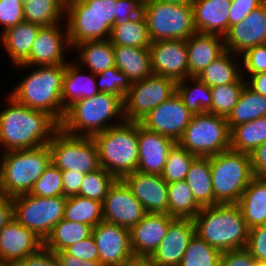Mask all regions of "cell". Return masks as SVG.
Wrapping results in <instances>:
<instances>
[{
	"label": "cell",
	"mask_w": 266,
	"mask_h": 266,
	"mask_svg": "<svg viewBox=\"0 0 266 266\" xmlns=\"http://www.w3.org/2000/svg\"><path fill=\"white\" fill-rule=\"evenodd\" d=\"M188 77H197L226 50L224 37L196 32L186 40Z\"/></svg>",
	"instance_id": "obj_25"
},
{
	"label": "cell",
	"mask_w": 266,
	"mask_h": 266,
	"mask_svg": "<svg viewBox=\"0 0 266 266\" xmlns=\"http://www.w3.org/2000/svg\"><path fill=\"white\" fill-rule=\"evenodd\" d=\"M237 205L249 229L266 224V178L254 176Z\"/></svg>",
	"instance_id": "obj_29"
},
{
	"label": "cell",
	"mask_w": 266,
	"mask_h": 266,
	"mask_svg": "<svg viewBox=\"0 0 266 266\" xmlns=\"http://www.w3.org/2000/svg\"><path fill=\"white\" fill-rule=\"evenodd\" d=\"M196 158L176 143L168 153L161 177L166 183L185 180L190 164Z\"/></svg>",
	"instance_id": "obj_44"
},
{
	"label": "cell",
	"mask_w": 266,
	"mask_h": 266,
	"mask_svg": "<svg viewBox=\"0 0 266 266\" xmlns=\"http://www.w3.org/2000/svg\"><path fill=\"white\" fill-rule=\"evenodd\" d=\"M115 66L120 69L131 83L151 76L149 48L113 46Z\"/></svg>",
	"instance_id": "obj_31"
},
{
	"label": "cell",
	"mask_w": 266,
	"mask_h": 266,
	"mask_svg": "<svg viewBox=\"0 0 266 266\" xmlns=\"http://www.w3.org/2000/svg\"><path fill=\"white\" fill-rule=\"evenodd\" d=\"M122 180L147 213L168 214V183L161 175L135 171L125 175Z\"/></svg>",
	"instance_id": "obj_21"
},
{
	"label": "cell",
	"mask_w": 266,
	"mask_h": 266,
	"mask_svg": "<svg viewBox=\"0 0 266 266\" xmlns=\"http://www.w3.org/2000/svg\"><path fill=\"white\" fill-rule=\"evenodd\" d=\"M230 134L231 150L251 154L266 142V117L234 126Z\"/></svg>",
	"instance_id": "obj_36"
},
{
	"label": "cell",
	"mask_w": 266,
	"mask_h": 266,
	"mask_svg": "<svg viewBox=\"0 0 266 266\" xmlns=\"http://www.w3.org/2000/svg\"><path fill=\"white\" fill-rule=\"evenodd\" d=\"M99 261L104 266H120L133 256L130 229L117 224L102 221L93 227Z\"/></svg>",
	"instance_id": "obj_17"
},
{
	"label": "cell",
	"mask_w": 266,
	"mask_h": 266,
	"mask_svg": "<svg viewBox=\"0 0 266 266\" xmlns=\"http://www.w3.org/2000/svg\"><path fill=\"white\" fill-rule=\"evenodd\" d=\"M142 14L146 20L151 43L187 40L197 32L194 26L192 6L143 0Z\"/></svg>",
	"instance_id": "obj_8"
},
{
	"label": "cell",
	"mask_w": 266,
	"mask_h": 266,
	"mask_svg": "<svg viewBox=\"0 0 266 266\" xmlns=\"http://www.w3.org/2000/svg\"><path fill=\"white\" fill-rule=\"evenodd\" d=\"M6 97V108L0 110V153L48 144L60 124L48 113Z\"/></svg>",
	"instance_id": "obj_1"
},
{
	"label": "cell",
	"mask_w": 266,
	"mask_h": 266,
	"mask_svg": "<svg viewBox=\"0 0 266 266\" xmlns=\"http://www.w3.org/2000/svg\"><path fill=\"white\" fill-rule=\"evenodd\" d=\"M24 21L23 3L17 0H0V26L3 33L9 27H13Z\"/></svg>",
	"instance_id": "obj_49"
},
{
	"label": "cell",
	"mask_w": 266,
	"mask_h": 266,
	"mask_svg": "<svg viewBox=\"0 0 266 266\" xmlns=\"http://www.w3.org/2000/svg\"><path fill=\"white\" fill-rule=\"evenodd\" d=\"M230 135L226 118L205 112L192 116L177 143L196 157H211L230 150Z\"/></svg>",
	"instance_id": "obj_9"
},
{
	"label": "cell",
	"mask_w": 266,
	"mask_h": 266,
	"mask_svg": "<svg viewBox=\"0 0 266 266\" xmlns=\"http://www.w3.org/2000/svg\"><path fill=\"white\" fill-rule=\"evenodd\" d=\"M232 0H194V26L197 32L225 36L229 31Z\"/></svg>",
	"instance_id": "obj_26"
},
{
	"label": "cell",
	"mask_w": 266,
	"mask_h": 266,
	"mask_svg": "<svg viewBox=\"0 0 266 266\" xmlns=\"http://www.w3.org/2000/svg\"><path fill=\"white\" fill-rule=\"evenodd\" d=\"M40 28L24 20L0 33L1 45L15 66L22 65L28 59Z\"/></svg>",
	"instance_id": "obj_28"
},
{
	"label": "cell",
	"mask_w": 266,
	"mask_h": 266,
	"mask_svg": "<svg viewBox=\"0 0 266 266\" xmlns=\"http://www.w3.org/2000/svg\"><path fill=\"white\" fill-rule=\"evenodd\" d=\"M61 266H104L100 261H83L79 257L66 254L63 251L55 252Z\"/></svg>",
	"instance_id": "obj_59"
},
{
	"label": "cell",
	"mask_w": 266,
	"mask_h": 266,
	"mask_svg": "<svg viewBox=\"0 0 266 266\" xmlns=\"http://www.w3.org/2000/svg\"><path fill=\"white\" fill-rule=\"evenodd\" d=\"M245 80L250 89L266 97V72L249 75Z\"/></svg>",
	"instance_id": "obj_60"
},
{
	"label": "cell",
	"mask_w": 266,
	"mask_h": 266,
	"mask_svg": "<svg viewBox=\"0 0 266 266\" xmlns=\"http://www.w3.org/2000/svg\"><path fill=\"white\" fill-rule=\"evenodd\" d=\"M266 0H232L229 8V29L231 26L238 24L250 12L261 6Z\"/></svg>",
	"instance_id": "obj_52"
},
{
	"label": "cell",
	"mask_w": 266,
	"mask_h": 266,
	"mask_svg": "<svg viewBox=\"0 0 266 266\" xmlns=\"http://www.w3.org/2000/svg\"><path fill=\"white\" fill-rule=\"evenodd\" d=\"M255 266H266V263L256 261Z\"/></svg>",
	"instance_id": "obj_65"
},
{
	"label": "cell",
	"mask_w": 266,
	"mask_h": 266,
	"mask_svg": "<svg viewBox=\"0 0 266 266\" xmlns=\"http://www.w3.org/2000/svg\"><path fill=\"white\" fill-rule=\"evenodd\" d=\"M237 56L240 58L239 55L225 51L207 66L197 78L210 88L235 83L242 76V67L239 65L240 59Z\"/></svg>",
	"instance_id": "obj_33"
},
{
	"label": "cell",
	"mask_w": 266,
	"mask_h": 266,
	"mask_svg": "<svg viewBox=\"0 0 266 266\" xmlns=\"http://www.w3.org/2000/svg\"><path fill=\"white\" fill-rule=\"evenodd\" d=\"M177 82L152 74L133 82L123 100L126 122H140L149 112L176 93Z\"/></svg>",
	"instance_id": "obj_12"
},
{
	"label": "cell",
	"mask_w": 266,
	"mask_h": 266,
	"mask_svg": "<svg viewBox=\"0 0 266 266\" xmlns=\"http://www.w3.org/2000/svg\"><path fill=\"white\" fill-rule=\"evenodd\" d=\"M42 246L43 240L15 218L0 231V261L9 266Z\"/></svg>",
	"instance_id": "obj_22"
},
{
	"label": "cell",
	"mask_w": 266,
	"mask_h": 266,
	"mask_svg": "<svg viewBox=\"0 0 266 266\" xmlns=\"http://www.w3.org/2000/svg\"><path fill=\"white\" fill-rule=\"evenodd\" d=\"M63 24L41 27L32 44L28 59L22 64L27 66H54L67 64L65 54L71 46L67 27ZM70 47V48H69Z\"/></svg>",
	"instance_id": "obj_16"
},
{
	"label": "cell",
	"mask_w": 266,
	"mask_h": 266,
	"mask_svg": "<svg viewBox=\"0 0 266 266\" xmlns=\"http://www.w3.org/2000/svg\"><path fill=\"white\" fill-rule=\"evenodd\" d=\"M163 3H169L172 5H186V6H192V3L194 0H155Z\"/></svg>",
	"instance_id": "obj_64"
},
{
	"label": "cell",
	"mask_w": 266,
	"mask_h": 266,
	"mask_svg": "<svg viewBox=\"0 0 266 266\" xmlns=\"http://www.w3.org/2000/svg\"><path fill=\"white\" fill-rule=\"evenodd\" d=\"M120 266H155L149 256L133 255L124 261Z\"/></svg>",
	"instance_id": "obj_62"
},
{
	"label": "cell",
	"mask_w": 266,
	"mask_h": 266,
	"mask_svg": "<svg viewBox=\"0 0 266 266\" xmlns=\"http://www.w3.org/2000/svg\"><path fill=\"white\" fill-rule=\"evenodd\" d=\"M173 219L174 217L166 213H147L130 229L133 254L151 257L165 237Z\"/></svg>",
	"instance_id": "obj_24"
},
{
	"label": "cell",
	"mask_w": 266,
	"mask_h": 266,
	"mask_svg": "<svg viewBox=\"0 0 266 266\" xmlns=\"http://www.w3.org/2000/svg\"><path fill=\"white\" fill-rule=\"evenodd\" d=\"M65 12L66 0H27L23 3L24 20L41 27L65 21Z\"/></svg>",
	"instance_id": "obj_35"
},
{
	"label": "cell",
	"mask_w": 266,
	"mask_h": 266,
	"mask_svg": "<svg viewBox=\"0 0 266 266\" xmlns=\"http://www.w3.org/2000/svg\"><path fill=\"white\" fill-rule=\"evenodd\" d=\"M75 63L85 72L83 64L93 74H98L115 66L113 45L110 40L84 41L75 45ZM82 65V66H81Z\"/></svg>",
	"instance_id": "obj_30"
},
{
	"label": "cell",
	"mask_w": 266,
	"mask_h": 266,
	"mask_svg": "<svg viewBox=\"0 0 266 266\" xmlns=\"http://www.w3.org/2000/svg\"><path fill=\"white\" fill-rule=\"evenodd\" d=\"M17 1H20L22 3H25L27 0H17Z\"/></svg>",
	"instance_id": "obj_67"
},
{
	"label": "cell",
	"mask_w": 266,
	"mask_h": 266,
	"mask_svg": "<svg viewBox=\"0 0 266 266\" xmlns=\"http://www.w3.org/2000/svg\"><path fill=\"white\" fill-rule=\"evenodd\" d=\"M1 156L0 196L3 197L29 194L34 183L51 164L48 144L34 149L7 151Z\"/></svg>",
	"instance_id": "obj_5"
},
{
	"label": "cell",
	"mask_w": 266,
	"mask_h": 266,
	"mask_svg": "<svg viewBox=\"0 0 266 266\" xmlns=\"http://www.w3.org/2000/svg\"><path fill=\"white\" fill-rule=\"evenodd\" d=\"M152 73L176 82L188 77L186 40L152 42L149 46Z\"/></svg>",
	"instance_id": "obj_18"
},
{
	"label": "cell",
	"mask_w": 266,
	"mask_h": 266,
	"mask_svg": "<svg viewBox=\"0 0 266 266\" xmlns=\"http://www.w3.org/2000/svg\"><path fill=\"white\" fill-rule=\"evenodd\" d=\"M12 198L0 196V231L14 219Z\"/></svg>",
	"instance_id": "obj_58"
},
{
	"label": "cell",
	"mask_w": 266,
	"mask_h": 266,
	"mask_svg": "<svg viewBox=\"0 0 266 266\" xmlns=\"http://www.w3.org/2000/svg\"><path fill=\"white\" fill-rule=\"evenodd\" d=\"M63 252L79 257L83 261H99L98 248L93 236L68 246Z\"/></svg>",
	"instance_id": "obj_51"
},
{
	"label": "cell",
	"mask_w": 266,
	"mask_h": 266,
	"mask_svg": "<svg viewBox=\"0 0 266 266\" xmlns=\"http://www.w3.org/2000/svg\"><path fill=\"white\" fill-rule=\"evenodd\" d=\"M63 219L95 227L103 221L102 202L80 195L67 197Z\"/></svg>",
	"instance_id": "obj_41"
},
{
	"label": "cell",
	"mask_w": 266,
	"mask_h": 266,
	"mask_svg": "<svg viewBox=\"0 0 266 266\" xmlns=\"http://www.w3.org/2000/svg\"><path fill=\"white\" fill-rule=\"evenodd\" d=\"M214 199L218 204H237L254 177L250 154L227 150L210 157Z\"/></svg>",
	"instance_id": "obj_7"
},
{
	"label": "cell",
	"mask_w": 266,
	"mask_h": 266,
	"mask_svg": "<svg viewBox=\"0 0 266 266\" xmlns=\"http://www.w3.org/2000/svg\"><path fill=\"white\" fill-rule=\"evenodd\" d=\"M143 0H117V19L114 25L130 21L142 12Z\"/></svg>",
	"instance_id": "obj_55"
},
{
	"label": "cell",
	"mask_w": 266,
	"mask_h": 266,
	"mask_svg": "<svg viewBox=\"0 0 266 266\" xmlns=\"http://www.w3.org/2000/svg\"><path fill=\"white\" fill-rule=\"evenodd\" d=\"M176 93L193 115L205 113L212 107L211 89L197 77L178 81Z\"/></svg>",
	"instance_id": "obj_37"
},
{
	"label": "cell",
	"mask_w": 266,
	"mask_h": 266,
	"mask_svg": "<svg viewBox=\"0 0 266 266\" xmlns=\"http://www.w3.org/2000/svg\"><path fill=\"white\" fill-rule=\"evenodd\" d=\"M192 116L179 95L175 93L155 107L139 123L147 130L166 136L177 143Z\"/></svg>",
	"instance_id": "obj_14"
},
{
	"label": "cell",
	"mask_w": 266,
	"mask_h": 266,
	"mask_svg": "<svg viewBox=\"0 0 266 266\" xmlns=\"http://www.w3.org/2000/svg\"><path fill=\"white\" fill-rule=\"evenodd\" d=\"M100 166L116 179L137 171L138 122H124L94 135Z\"/></svg>",
	"instance_id": "obj_6"
},
{
	"label": "cell",
	"mask_w": 266,
	"mask_h": 266,
	"mask_svg": "<svg viewBox=\"0 0 266 266\" xmlns=\"http://www.w3.org/2000/svg\"><path fill=\"white\" fill-rule=\"evenodd\" d=\"M195 234L194 220L174 218L156 251L151 255L155 266H179L189 241Z\"/></svg>",
	"instance_id": "obj_20"
},
{
	"label": "cell",
	"mask_w": 266,
	"mask_h": 266,
	"mask_svg": "<svg viewBox=\"0 0 266 266\" xmlns=\"http://www.w3.org/2000/svg\"><path fill=\"white\" fill-rule=\"evenodd\" d=\"M17 68L31 69L10 90L16 102L31 109L41 110L52 116L59 124L66 111L62 105L61 93L66 64L54 66L18 65ZM35 67V68H34Z\"/></svg>",
	"instance_id": "obj_2"
},
{
	"label": "cell",
	"mask_w": 266,
	"mask_h": 266,
	"mask_svg": "<svg viewBox=\"0 0 266 266\" xmlns=\"http://www.w3.org/2000/svg\"><path fill=\"white\" fill-rule=\"evenodd\" d=\"M185 181L202 207L218 204L214 199L210 157H196L190 164Z\"/></svg>",
	"instance_id": "obj_32"
},
{
	"label": "cell",
	"mask_w": 266,
	"mask_h": 266,
	"mask_svg": "<svg viewBox=\"0 0 266 266\" xmlns=\"http://www.w3.org/2000/svg\"><path fill=\"white\" fill-rule=\"evenodd\" d=\"M88 73L84 74L82 68L72 59L66 64L61 93L65 111L75 102L99 93L95 74L90 71Z\"/></svg>",
	"instance_id": "obj_27"
},
{
	"label": "cell",
	"mask_w": 266,
	"mask_h": 266,
	"mask_svg": "<svg viewBox=\"0 0 266 266\" xmlns=\"http://www.w3.org/2000/svg\"><path fill=\"white\" fill-rule=\"evenodd\" d=\"M103 221L131 229L146 214L143 205L122 179L109 187L102 203Z\"/></svg>",
	"instance_id": "obj_15"
},
{
	"label": "cell",
	"mask_w": 266,
	"mask_h": 266,
	"mask_svg": "<svg viewBox=\"0 0 266 266\" xmlns=\"http://www.w3.org/2000/svg\"><path fill=\"white\" fill-rule=\"evenodd\" d=\"M71 48L84 41L107 40L111 27L83 0H66L65 23Z\"/></svg>",
	"instance_id": "obj_13"
},
{
	"label": "cell",
	"mask_w": 266,
	"mask_h": 266,
	"mask_svg": "<svg viewBox=\"0 0 266 266\" xmlns=\"http://www.w3.org/2000/svg\"><path fill=\"white\" fill-rule=\"evenodd\" d=\"M193 220L195 234L221 253L246 248L249 228L237 204L202 207Z\"/></svg>",
	"instance_id": "obj_4"
},
{
	"label": "cell",
	"mask_w": 266,
	"mask_h": 266,
	"mask_svg": "<svg viewBox=\"0 0 266 266\" xmlns=\"http://www.w3.org/2000/svg\"><path fill=\"white\" fill-rule=\"evenodd\" d=\"M240 57L243 61L240 65L244 79L249 75L266 72V44L249 48Z\"/></svg>",
	"instance_id": "obj_48"
},
{
	"label": "cell",
	"mask_w": 266,
	"mask_h": 266,
	"mask_svg": "<svg viewBox=\"0 0 266 266\" xmlns=\"http://www.w3.org/2000/svg\"><path fill=\"white\" fill-rule=\"evenodd\" d=\"M124 122L123 99L110 93L99 92L72 104L66 110L60 128L70 135L93 137Z\"/></svg>",
	"instance_id": "obj_3"
},
{
	"label": "cell",
	"mask_w": 266,
	"mask_h": 266,
	"mask_svg": "<svg viewBox=\"0 0 266 266\" xmlns=\"http://www.w3.org/2000/svg\"><path fill=\"white\" fill-rule=\"evenodd\" d=\"M112 28L117 19V0H83Z\"/></svg>",
	"instance_id": "obj_53"
},
{
	"label": "cell",
	"mask_w": 266,
	"mask_h": 266,
	"mask_svg": "<svg viewBox=\"0 0 266 266\" xmlns=\"http://www.w3.org/2000/svg\"><path fill=\"white\" fill-rule=\"evenodd\" d=\"M115 180L112 174L100 167L85 174L79 195L103 203L109 187Z\"/></svg>",
	"instance_id": "obj_45"
},
{
	"label": "cell",
	"mask_w": 266,
	"mask_h": 266,
	"mask_svg": "<svg viewBox=\"0 0 266 266\" xmlns=\"http://www.w3.org/2000/svg\"><path fill=\"white\" fill-rule=\"evenodd\" d=\"M0 266H9V265H7V264H5V263L0 261Z\"/></svg>",
	"instance_id": "obj_66"
},
{
	"label": "cell",
	"mask_w": 266,
	"mask_h": 266,
	"mask_svg": "<svg viewBox=\"0 0 266 266\" xmlns=\"http://www.w3.org/2000/svg\"><path fill=\"white\" fill-rule=\"evenodd\" d=\"M224 43L226 51L239 56L249 48L266 44V1L231 26L224 36Z\"/></svg>",
	"instance_id": "obj_19"
},
{
	"label": "cell",
	"mask_w": 266,
	"mask_h": 266,
	"mask_svg": "<svg viewBox=\"0 0 266 266\" xmlns=\"http://www.w3.org/2000/svg\"><path fill=\"white\" fill-rule=\"evenodd\" d=\"M29 194L45 198L63 195L62 171L51 163L34 183Z\"/></svg>",
	"instance_id": "obj_47"
},
{
	"label": "cell",
	"mask_w": 266,
	"mask_h": 266,
	"mask_svg": "<svg viewBox=\"0 0 266 266\" xmlns=\"http://www.w3.org/2000/svg\"><path fill=\"white\" fill-rule=\"evenodd\" d=\"M256 259L246 248L221 253L220 266H255Z\"/></svg>",
	"instance_id": "obj_54"
},
{
	"label": "cell",
	"mask_w": 266,
	"mask_h": 266,
	"mask_svg": "<svg viewBox=\"0 0 266 266\" xmlns=\"http://www.w3.org/2000/svg\"><path fill=\"white\" fill-rule=\"evenodd\" d=\"M109 40L113 46L149 48L151 42L142 12L127 23L113 25Z\"/></svg>",
	"instance_id": "obj_39"
},
{
	"label": "cell",
	"mask_w": 266,
	"mask_h": 266,
	"mask_svg": "<svg viewBox=\"0 0 266 266\" xmlns=\"http://www.w3.org/2000/svg\"><path fill=\"white\" fill-rule=\"evenodd\" d=\"M93 227L88 224L62 219L43 241V246L53 252L63 251L68 246L92 236Z\"/></svg>",
	"instance_id": "obj_34"
},
{
	"label": "cell",
	"mask_w": 266,
	"mask_h": 266,
	"mask_svg": "<svg viewBox=\"0 0 266 266\" xmlns=\"http://www.w3.org/2000/svg\"><path fill=\"white\" fill-rule=\"evenodd\" d=\"M99 92L110 93L123 100L132 83L128 77L116 66L95 74Z\"/></svg>",
	"instance_id": "obj_46"
},
{
	"label": "cell",
	"mask_w": 266,
	"mask_h": 266,
	"mask_svg": "<svg viewBox=\"0 0 266 266\" xmlns=\"http://www.w3.org/2000/svg\"><path fill=\"white\" fill-rule=\"evenodd\" d=\"M51 163L61 171L89 173L99 169L98 150L92 137L74 136L59 128L48 142Z\"/></svg>",
	"instance_id": "obj_10"
},
{
	"label": "cell",
	"mask_w": 266,
	"mask_h": 266,
	"mask_svg": "<svg viewBox=\"0 0 266 266\" xmlns=\"http://www.w3.org/2000/svg\"><path fill=\"white\" fill-rule=\"evenodd\" d=\"M201 209L185 180L168 184V215L194 219Z\"/></svg>",
	"instance_id": "obj_40"
},
{
	"label": "cell",
	"mask_w": 266,
	"mask_h": 266,
	"mask_svg": "<svg viewBox=\"0 0 266 266\" xmlns=\"http://www.w3.org/2000/svg\"><path fill=\"white\" fill-rule=\"evenodd\" d=\"M253 175L266 178V142L258 146L251 154Z\"/></svg>",
	"instance_id": "obj_57"
},
{
	"label": "cell",
	"mask_w": 266,
	"mask_h": 266,
	"mask_svg": "<svg viewBox=\"0 0 266 266\" xmlns=\"http://www.w3.org/2000/svg\"><path fill=\"white\" fill-rule=\"evenodd\" d=\"M176 144L172 139L144 128L138 122L139 157L137 171L161 175L168 153Z\"/></svg>",
	"instance_id": "obj_23"
},
{
	"label": "cell",
	"mask_w": 266,
	"mask_h": 266,
	"mask_svg": "<svg viewBox=\"0 0 266 266\" xmlns=\"http://www.w3.org/2000/svg\"><path fill=\"white\" fill-rule=\"evenodd\" d=\"M245 85L246 80L241 76L235 83L210 88L212 107L207 112L227 118L237 104Z\"/></svg>",
	"instance_id": "obj_42"
},
{
	"label": "cell",
	"mask_w": 266,
	"mask_h": 266,
	"mask_svg": "<svg viewBox=\"0 0 266 266\" xmlns=\"http://www.w3.org/2000/svg\"><path fill=\"white\" fill-rule=\"evenodd\" d=\"M221 252L197 234L189 241L179 266H220Z\"/></svg>",
	"instance_id": "obj_43"
},
{
	"label": "cell",
	"mask_w": 266,
	"mask_h": 266,
	"mask_svg": "<svg viewBox=\"0 0 266 266\" xmlns=\"http://www.w3.org/2000/svg\"><path fill=\"white\" fill-rule=\"evenodd\" d=\"M262 117H266V97L245 85L237 104L226 118L230 130Z\"/></svg>",
	"instance_id": "obj_38"
},
{
	"label": "cell",
	"mask_w": 266,
	"mask_h": 266,
	"mask_svg": "<svg viewBox=\"0 0 266 266\" xmlns=\"http://www.w3.org/2000/svg\"><path fill=\"white\" fill-rule=\"evenodd\" d=\"M12 266H44V246H42L37 252L20 259Z\"/></svg>",
	"instance_id": "obj_61"
},
{
	"label": "cell",
	"mask_w": 266,
	"mask_h": 266,
	"mask_svg": "<svg viewBox=\"0 0 266 266\" xmlns=\"http://www.w3.org/2000/svg\"><path fill=\"white\" fill-rule=\"evenodd\" d=\"M85 173L62 171L63 196L70 197L79 195Z\"/></svg>",
	"instance_id": "obj_56"
},
{
	"label": "cell",
	"mask_w": 266,
	"mask_h": 266,
	"mask_svg": "<svg viewBox=\"0 0 266 266\" xmlns=\"http://www.w3.org/2000/svg\"><path fill=\"white\" fill-rule=\"evenodd\" d=\"M246 249L257 262L266 263V224L249 229Z\"/></svg>",
	"instance_id": "obj_50"
},
{
	"label": "cell",
	"mask_w": 266,
	"mask_h": 266,
	"mask_svg": "<svg viewBox=\"0 0 266 266\" xmlns=\"http://www.w3.org/2000/svg\"><path fill=\"white\" fill-rule=\"evenodd\" d=\"M44 266H61L55 252L44 247Z\"/></svg>",
	"instance_id": "obj_63"
},
{
	"label": "cell",
	"mask_w": 266,
	"mask_h": 266,
	"mask_svg": "<svg viewBox=\"0 0 266 266\" xmlns=\"http://www.w3.org/2000/svg\"><path fill=\"white\" fill-rule=\"evenodd\" d=\"M12 200L14 218L44 241L52 228L64 218L67 197L45 198L23 194Z\"/></svg>",
	"instance_id": "obj_11"
}]
</instances>
